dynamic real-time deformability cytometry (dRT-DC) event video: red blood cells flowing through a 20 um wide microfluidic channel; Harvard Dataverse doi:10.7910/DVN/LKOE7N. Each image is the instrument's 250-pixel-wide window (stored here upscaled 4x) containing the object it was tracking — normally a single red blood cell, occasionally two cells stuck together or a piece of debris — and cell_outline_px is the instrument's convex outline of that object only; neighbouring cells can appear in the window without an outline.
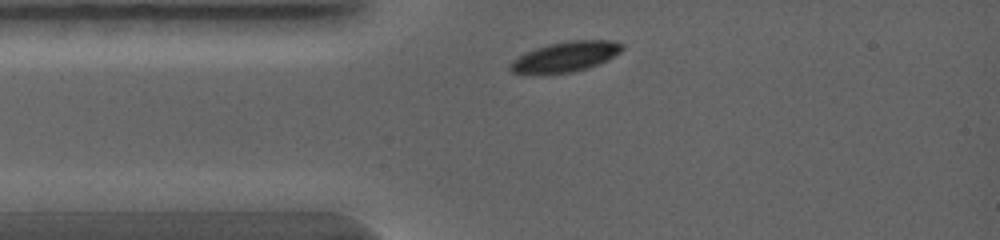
{"species": "common noctule bat (a hibernating species)", "species_latin": "Nyctalus noctula", "temperature_condition": "warm", "stored_images_in_passage": 3, "camera_frame_rate_fps": 5000, "um_per_image_px": 0.085, "animal": {"sex": "female", "body_mass_g": 19.0, "forearm_length_mm": 56.7}, "frame": {"image": 1, "passage_image": 1, "time_ms": 0.0, "image_size_px": [1000, 240], "cell_outline_px": [[624, 48], [620, 52], [608, 60], [588, 68], [572, 72], [512, 72], [508, 68], [508, 64], [512, 60], [524, 52], [548, 44], [568, 40], [612, 40], [624, 44]], "centroid_in_image_um": [48.1, 4.78], "position_along_channel_um": 36.9, "area_um2": 19.48}}
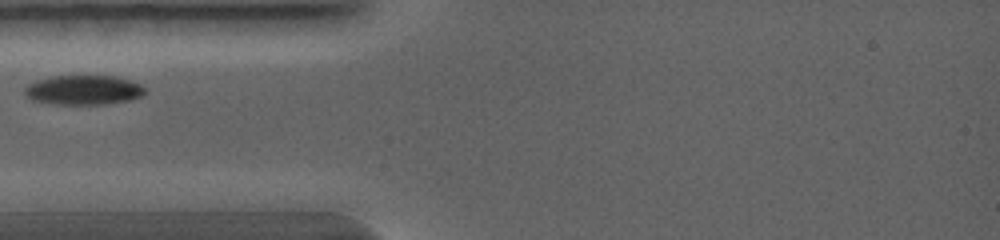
{"frame": {"image": 2, "passage_image": 2, "time_ms": 0.8, "image_size_px": [1000, 240], "cell_outline_px": [[144, 92], [140, 96], [128, 100], [104, 104], [56, 104], [32, 100], [24, 92], [24, 88], [28, 84], [36, 80], [52, 76], [112, 76], [128, 80], [140, 84], [144, 88]], "centroid_in_image_um": [7.05, 7.65], "position_along_channel_um": 77.9, "area_um2": 20.4}}